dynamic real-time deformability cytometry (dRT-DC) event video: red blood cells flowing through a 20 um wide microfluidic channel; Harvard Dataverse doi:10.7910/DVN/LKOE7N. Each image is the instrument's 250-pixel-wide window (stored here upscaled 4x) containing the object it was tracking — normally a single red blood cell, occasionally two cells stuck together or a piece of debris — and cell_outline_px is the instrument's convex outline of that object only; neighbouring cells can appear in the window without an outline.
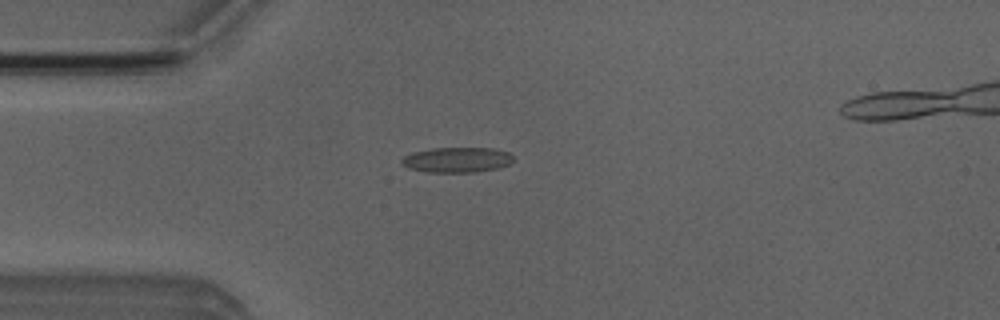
{"species": "Egyptian fruit bat (a non-hibernating species)", "species_latin": "Rousettus aegyptiacus", "temperature_condition": "room temperature", "stored_images_in_passage": 5, "camera_frame_rate_fps": 3000, "um_per_image_px": 0.085, "animal": {"sex": "male"}, "frame": {"image": 1, "passage_image": 4, "time_ms": 3.667, "image_size_px": [1000, 320], "cell_outline_px": [[512, 160], [508, 164], [500, 168], [476, 172], [424, 172], [408, 168], [400, 160], [404, 156], [412, 152], [432, 148], [492, 148], [508, 152], [512, 156]], "centroid_in_image_um": [38.82, 13.59], "position_along_channel_um": 46.2, "area_um2": 16.42}}